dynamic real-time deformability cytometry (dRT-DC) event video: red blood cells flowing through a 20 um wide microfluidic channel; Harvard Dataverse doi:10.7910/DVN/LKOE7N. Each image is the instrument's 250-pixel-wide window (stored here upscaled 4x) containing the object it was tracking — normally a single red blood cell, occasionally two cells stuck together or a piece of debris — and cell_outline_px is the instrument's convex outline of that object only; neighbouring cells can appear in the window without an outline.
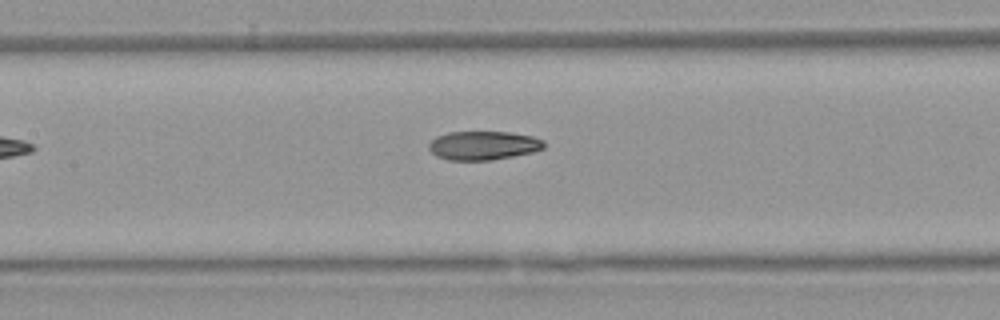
{"species": "Egyptian fruit bat (a non-hibernating species)", "species_latin": "Rousettus aegyptiacus", "temperature_condition": "warm", "stored_images_in_passage": 4, "camera_frame_rate_fps": 3000, "um_per_image_px": 0.085, "animal": {"sex": "female"}, "frame": {"image": 1, "passage_image": 4, "time_ms": 3.667, "image_size_px": [1000, 320], "cell_outline_px": [[544, 148], [532, 152], [492, 160], [448, 160], [436, 156], [428, 148], [428, 144], [436, 136], [448, 132], [512, 132], [532, 136], [544, 140]], "centroid_in_image_um": [41.07, 12.36], "position_along_channel_um": 166.3, "area_um2": 19.36}}